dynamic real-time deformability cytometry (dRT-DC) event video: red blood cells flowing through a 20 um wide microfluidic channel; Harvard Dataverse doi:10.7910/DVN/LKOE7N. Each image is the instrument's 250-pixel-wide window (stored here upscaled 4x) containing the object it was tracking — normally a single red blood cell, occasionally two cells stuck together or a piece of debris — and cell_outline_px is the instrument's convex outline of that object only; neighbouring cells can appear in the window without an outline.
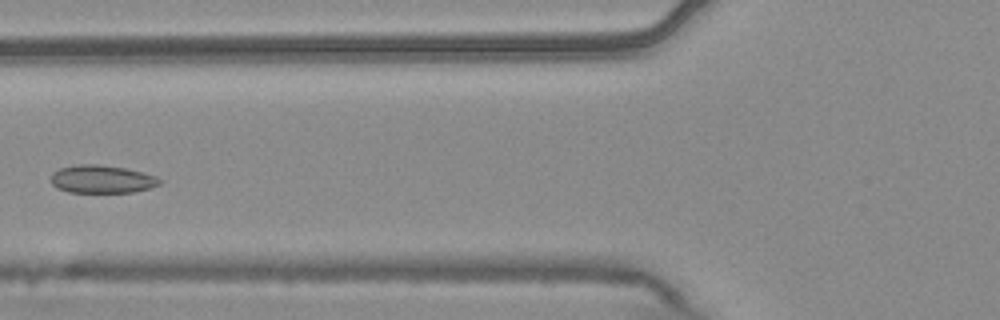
{"species": "common noctule bat (a hibernating species)", "species_latin": "Nyctalus noctula", "temperature_condition": "warm", "stored_images_in_passage": 5, "camera_frame_rate_fps": 3000, "um_per_image_px": 0.085, "animal": {"sex": "male", "body_mass_g": 20.4}, "frame": {"image": 1, "passage_image": 5, "time_ms": 1.333, "image_size_px": [1000, 320], "cell_outline_px": [[164, 180], [160, 184], [148, 188], [132, 192], [68, 192], [56, 188], [52, 184], [52, 172], [60, 168], [76, 164], [100, 164], [124, 168], [156, 176]], "centroid_in_image_um": [8.65, 15.22], "position_along_channel_um": 117.2, "area_um2": 17.69}}